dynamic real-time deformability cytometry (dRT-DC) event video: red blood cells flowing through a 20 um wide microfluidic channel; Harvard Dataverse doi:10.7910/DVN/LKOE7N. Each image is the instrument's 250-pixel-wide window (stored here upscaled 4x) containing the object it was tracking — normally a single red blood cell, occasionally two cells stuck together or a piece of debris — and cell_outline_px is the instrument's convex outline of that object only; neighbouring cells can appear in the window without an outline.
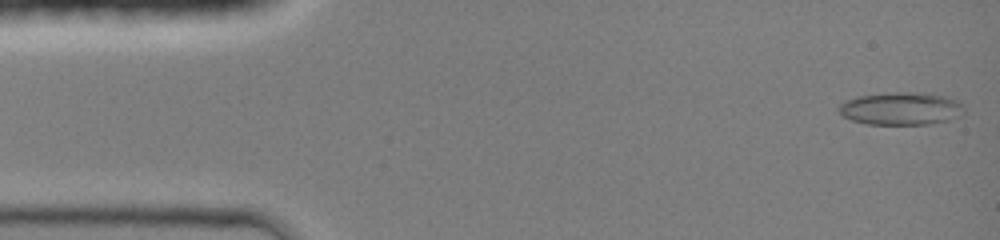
{"species": "common noctule bat (a hibernating species)", "species_latin": "Nyctalus noctula", "temperature_condition": "room temperature", "stored_images_in_passage": 44, "camera_frame_rate_fps": 3000, "um_per_image_px": 0.085, "animal": {"sex": "female", "body_mass_g": 19.0, "forearm_length_mm": 51.5}, "frame": {"image": 1, "passage_image": 1, "time_ms": 0.0, "image_size_px": [1000, 240], "cell_outline_px": [[964, 112], [960, 116], [948, 120], [928, 124], [868, 124], [852, 120], [844, 116], [836, 108], [844, 100], [856, 96], [884, 92], [924, 92], [944, 96], [956, 100], [964, 104]], "centroid_in_image_um": [76.58, 9.21], "position_along_channel_um": 8.4, "area_um2": 24.22}}
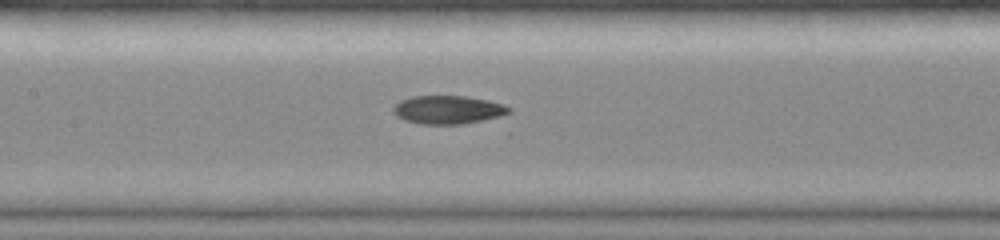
{"frame": {"image": 2, "passage_image": 20, "time_ms": 6.333, "image_size_px": [1000, 240], "cell_outline_px": [[512, 112], [500, 116], [464, 124], [420, 124], [404, 120], [396, 116], [392, 112], [392, 108], [400, 100], [412, 96], [464, 96], [488, 100], [504, 104], [512, 108]], "centroid_in_image_um": [38.07, 9.33], "position_along_channel_um": 169.3, "area_um2": 19.25}}
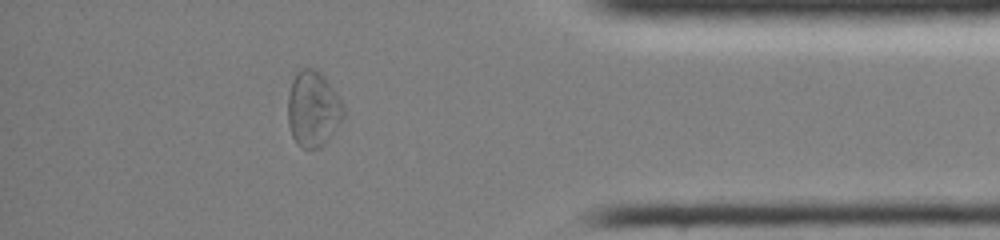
{"frame": {"image": 3, "passage_image": 38, "time_ms": 12.333, "image_size_px": [1000, 240], "cell_outline_px": [[344, 116], [328, 140], [320, 148], [300, 148], [296, 144], [292, 136], [288, 124], [288, 96], [292, 80], [296, 72], [304, 68], [312, 68], [320, 72], [324, 76], [336, 92], [344, 108]], "centroid_in_image_um": [26.59, 9.27], "position_along_channel_um": 408.6, "area_um2": 24.57}, "authors_computed_cell_mechanics": {"area_um2": 19.8254, "velocity_mm_per_s": 4.302, "shape_relaxation_time_tau1_ms": null, "shape_relaxation_time_tau2_ms": 5.3961, "deformation_change_tau1": null, "deformation_change_tau2": 0.1098}}